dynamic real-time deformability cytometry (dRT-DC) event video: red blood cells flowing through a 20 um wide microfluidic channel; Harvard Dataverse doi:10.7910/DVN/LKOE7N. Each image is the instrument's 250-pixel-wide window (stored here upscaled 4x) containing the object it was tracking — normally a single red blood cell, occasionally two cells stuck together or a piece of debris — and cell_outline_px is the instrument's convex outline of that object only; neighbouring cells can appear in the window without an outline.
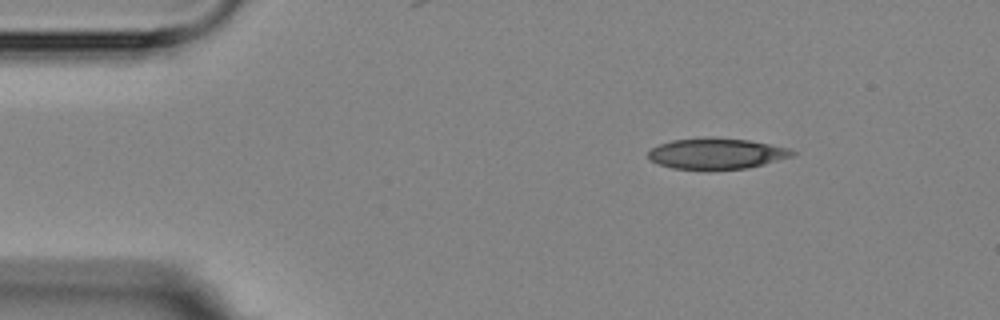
{"species": "Egyptian fruit bat (a non-hibernating species)", "species_latin": "Rousettus aegyptiacus", "temperature_condition": "room temperature", "stored_images_in_passage": 3, "camera_frame_rate_fps": 3000, "um_per_image_px": 0.085, "animal": {"sex": "female"}, "frame": {"image": 1, "passage_image": 1, "time_ms": 0.0, "image_size_px": [1000, 320], "cell_outline_px": [[796, 156], [748, 168], [672, 168], [660, 164], [652, 160], [648, 156], [648, 152], [652, 148], [660, 144], [672, 140], [708, 136], [748, 140], [792, 148], [796, 152]], "centroid_in_image_um": [60.98, 13.02], "position_along_channel_um": 24.0, "area_um2": 25.78}}